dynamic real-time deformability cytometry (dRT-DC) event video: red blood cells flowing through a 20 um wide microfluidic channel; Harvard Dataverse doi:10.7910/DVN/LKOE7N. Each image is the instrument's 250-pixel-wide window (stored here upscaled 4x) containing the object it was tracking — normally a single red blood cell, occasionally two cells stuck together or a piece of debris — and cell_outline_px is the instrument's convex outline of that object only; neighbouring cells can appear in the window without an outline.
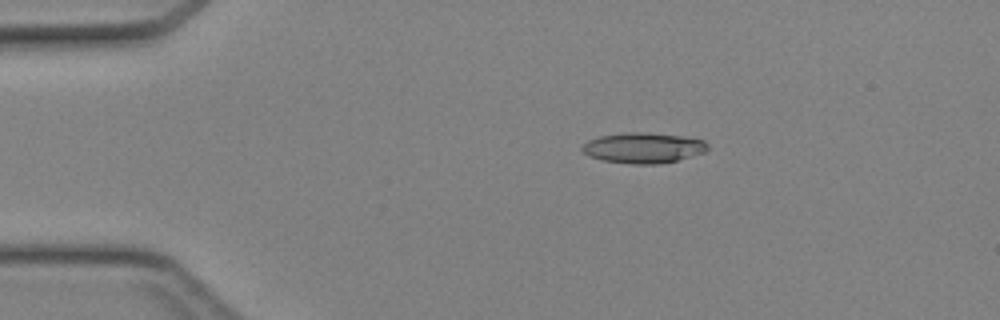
{"species": "Egyptian fruit bat (a non-hibernating species)", "species_latin": "Rousettus aegyptiacus", "temperature_condition": "cold", "stored_images_in_passage": 46, "camera_frame_rate_fps": 3000, "um_per_image_px": 0.085, "animal": {"sex": "female"}, "frame": {"image": 1, "passage_image": 9, "time_ms": 2.667, "image_size_px": [1000, 320], "cell_outline_px": [[708, 148], [704, 152], [676, 160], [656, 164], [632, 164], [604, 160], [588, 156], [580, 148], [588, 140], [600, 136], [628, 132], [648, 132], [684, 136], [704, 140], [708, 144]], "centroid_in_image_um": [54.68, 12.55], "position_along_channel_um": 30.3, "area_um2": 22.2}}
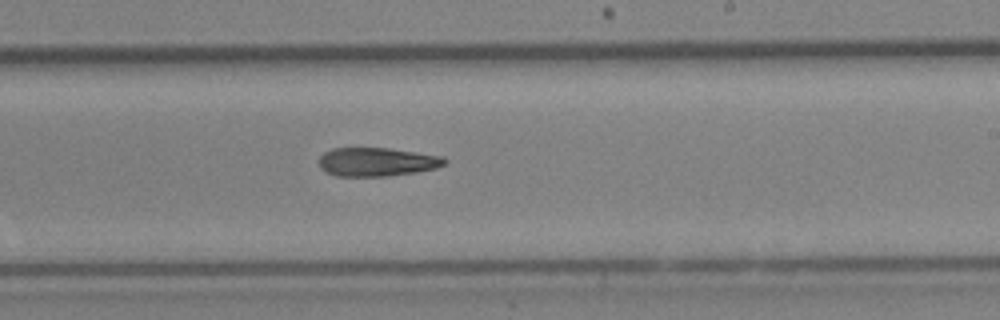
{"frame": {"image": 2, "passage_image": 28, "time_ms": 9.0, "image_size_px": [1000, 320], "cell_outline_px": [[448, 160], [444, 164], [436, 168], [416, 172], [388, 176], [336, 176], [324, 172], [320, 168], [320, 156], [324, 152], [332, 148], [388, 148], [444, 156]], "centroid_in_image_um": [32.03, 13.76], "position_along_channel_um": 257.0, "area_um2": 21.1}}
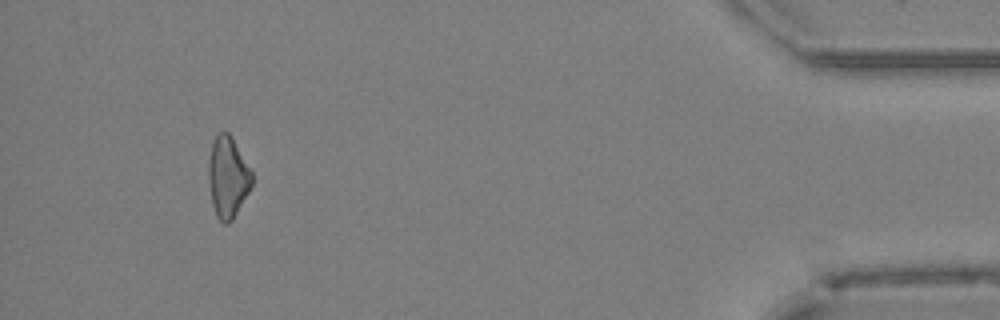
{"frame": {"image": 3, "passage_image": 43, "time_ms": 14.0, "image_size_px": [1000, 320], "cell_outline_px": [[252, 184], [248, 192], [232, 220], [228, 224], [224, 224], [216, 216], [212, 204], [208, 180], [208, 160], [212, 140], [216, 132], [228, 132], [232, 136], [252, 172]], "centroid_in_image_um": [19.33, 15.02], "position_along_channel_um": 415.9, "area_um2": 20.63}}